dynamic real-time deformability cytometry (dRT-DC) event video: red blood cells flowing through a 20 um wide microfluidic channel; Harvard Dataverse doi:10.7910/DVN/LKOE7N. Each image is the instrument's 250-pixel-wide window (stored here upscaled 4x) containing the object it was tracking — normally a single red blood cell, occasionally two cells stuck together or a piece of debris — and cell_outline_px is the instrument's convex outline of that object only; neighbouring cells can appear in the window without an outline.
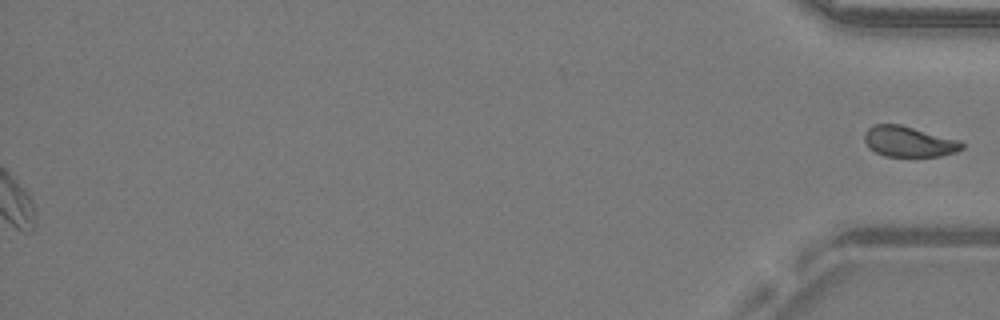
{"species": "common noctule bat (a hibernating species)", "species_latin": "Nyctalus noctula", "temperature_condition": "warm", "stored_images_in_passage": 44, "segment_of_instrument_passage": [2, 2], "camera_frame_rate_fps": 3000, "um_per_image_px": 0.085, "animal": {"sex": "male", "body_mass_g": 19.2, "forearm_length_mm": 51.8}, "frame": {"image": 1, "passage_image": 44, "time_ms": 14.333, "image_size_px": [1000, 320], "cell_outline_px": [[964, 148], [956, 152], [940, 156], [884, 156], [868, 148], [864, 140], [864, 132], [872, 124], [900, 124], [960, 140], [964, 144]], "centroid_in_image_um": [77.24, 12.03], "position_along_channel_um": 358.0, "area_um2": 17.51}}